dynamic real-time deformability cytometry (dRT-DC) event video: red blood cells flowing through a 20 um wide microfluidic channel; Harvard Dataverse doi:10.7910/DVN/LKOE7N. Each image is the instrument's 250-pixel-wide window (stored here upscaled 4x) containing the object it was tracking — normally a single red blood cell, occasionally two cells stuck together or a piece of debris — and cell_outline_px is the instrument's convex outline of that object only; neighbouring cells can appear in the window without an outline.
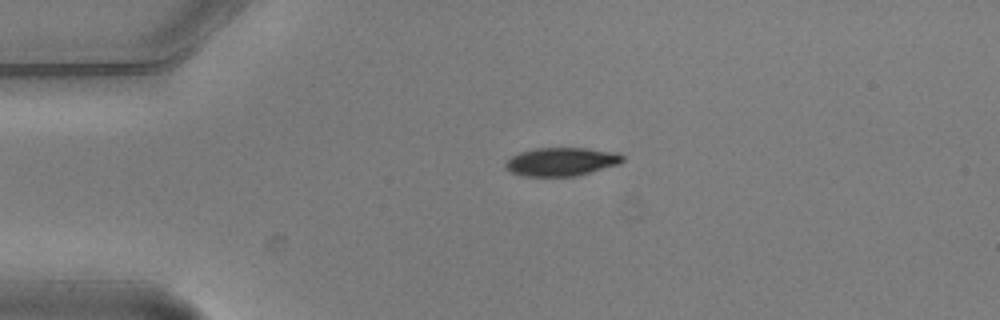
{"species": "common noctule bat (a hibernating species)", "species_latin": "Nyctalus noctula", "temperature_condition": "warm", "stored_images_in_passage": 3, "camera_frame_rate_fps": 3000, "um_per_image_px": 0.085, "animal": {"sex": "male", "body_mass_g": 20.5, "forearm_length_mm": 52.5}, "frame": {"image": 1, "passage_image": 1, "time_ms": 0.0, "image_size_px": [1000, 320], "cell_outline_px": [[624, 160], [620, 164], [576, 176], [520, 176], [504, 168], [504, 164], [512, 156], [520, 152], [536, 148], [584, 148], [616, 152], [624, 156]], "centroid_in_image_um": [47.72, 13.75], "position_along_channel_um": 37.3, "area_um2": 19.42}}
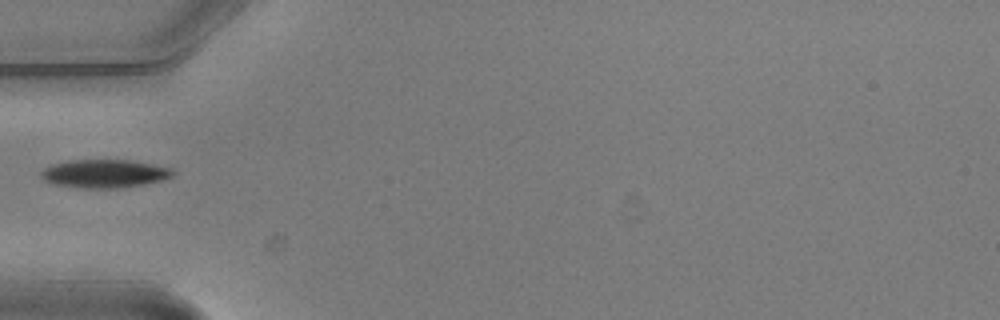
{"frame": {"image": 2, "passage_image": 2, "time_ms": 0.333, "image_size_px": [1000, 320], "cell_outline_px": [[176, 172], [172, 176], [164, 180], [144, 184], [116, 188], [84, 188], [56, 184], [44, 180], [40, 176], [40, 172], [44, 168], [52, 164], [68, 160], [128, 160], [152, 164], [172, 168]], "centroid_in_image_um": [8.89, 14.75], "position_along_channel_um": 76.1, "area_um2": 21.68}}
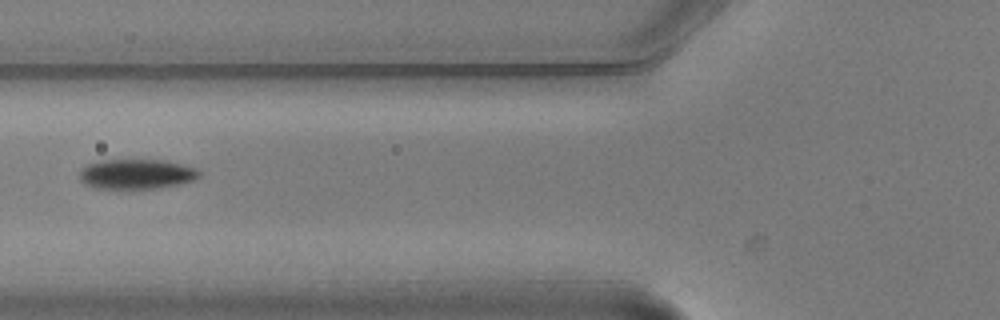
{"frame": {"image": 3, "passage_image": 3, "time_ms": 0.667, "image_size_px": [1000, 320], "cell_outline_px": [[200, 176], [196, 180], [180, 184], [160, 188], [128, 192], [92, 188], [84, 184], [80, 180], [80, 168], [88, 164], [100, 160], [160, 160], [180, 164], [196, 168], [200, 172]], "centroid_in_image_um": [11.55, 14.86], "position_along_channel_um": 114.2, "area_um2": 21.91}}